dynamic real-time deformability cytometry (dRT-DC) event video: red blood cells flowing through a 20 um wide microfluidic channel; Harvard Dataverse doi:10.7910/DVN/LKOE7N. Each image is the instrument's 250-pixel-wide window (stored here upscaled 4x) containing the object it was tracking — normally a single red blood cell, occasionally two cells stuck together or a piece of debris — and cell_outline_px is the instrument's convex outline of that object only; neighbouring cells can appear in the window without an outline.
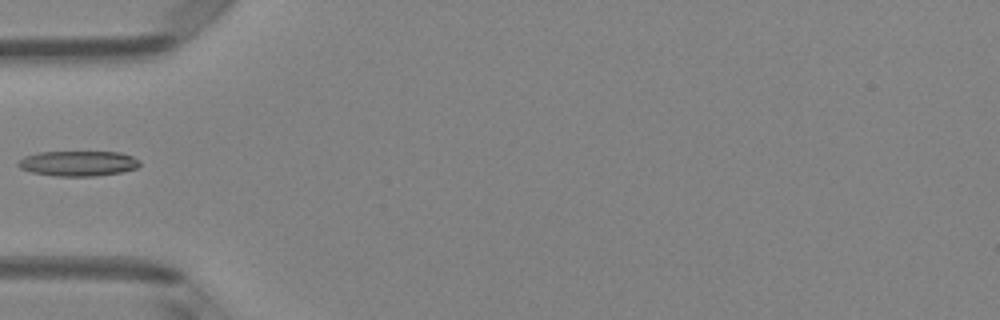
{"species": "Egyptian fruit bat (a non-hibernating species)", "species_latin": "Rousettus aegyptiacus", "temperature_condition": "room temperature", "stored_images_in_passage": 36, "camera_frame_rate_fps": 3000, "um_per_image_px": 0.085, "animal": {"sex": "female"}, "frame": {"image": 1, "passage_image": 3, "time_ms": 0.667, "image_size_px": [1000, 320], "cell_outline_px": [[140, 164], [136, 168], [120, 172], [96, 176], [56, 176], [32, 172], [20, 168], [16, 164], [24, 156], [36, 152], [120, 152], [132, 156], [140, 160]], "centroid_in_image_um": [6.63, 13.88], "position_along_channel_um": 78.4, "area_um2": 17.86}}
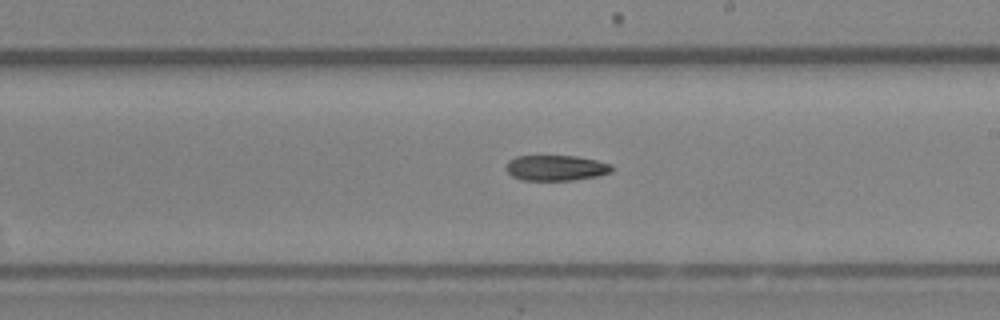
{"frame": {"image": 2, "passage_image": 15, "time_ms": 4.667, "image_size_px": [1000, 320], "cell_outline_px": [[612, 172], [596, 176], [572, 180], [520, 180], [512, 176], [504, 168], [508, 160], [516, 156], [576, 156], [596, 160], [612, 164]], "centroid_in_image_um": [47.22, 14.27], "position_along_channel_um": 241.8, "area_um2": 15.78}}
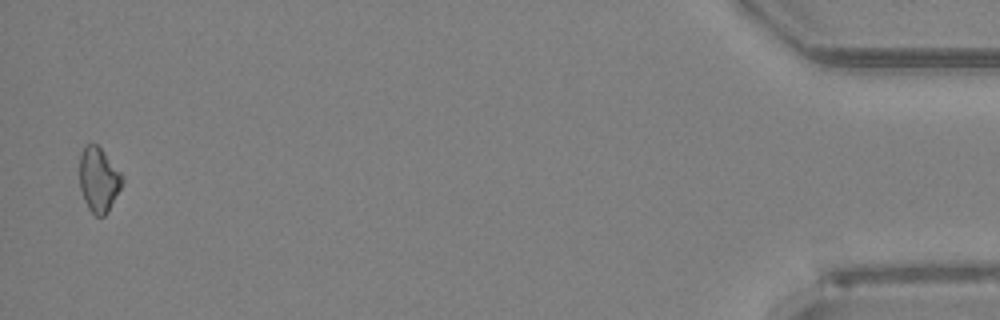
{"frame": {"image": 3, "passage_image": 35, "time_ms": 11.333, "image_size_px": [1000, 320], "cell_outline_px": [[124, 180], [108, 212], [104, 216], [96, 216], [88, 208], [84, 200], [80, 188], [80, 152], [84, 144], [96, 144], [100, 148], [124, 176]], "centroid_in_image_um": [8.38, 15.27], "position_along_channel_um": 426.8, "area_um2": 16.01}}